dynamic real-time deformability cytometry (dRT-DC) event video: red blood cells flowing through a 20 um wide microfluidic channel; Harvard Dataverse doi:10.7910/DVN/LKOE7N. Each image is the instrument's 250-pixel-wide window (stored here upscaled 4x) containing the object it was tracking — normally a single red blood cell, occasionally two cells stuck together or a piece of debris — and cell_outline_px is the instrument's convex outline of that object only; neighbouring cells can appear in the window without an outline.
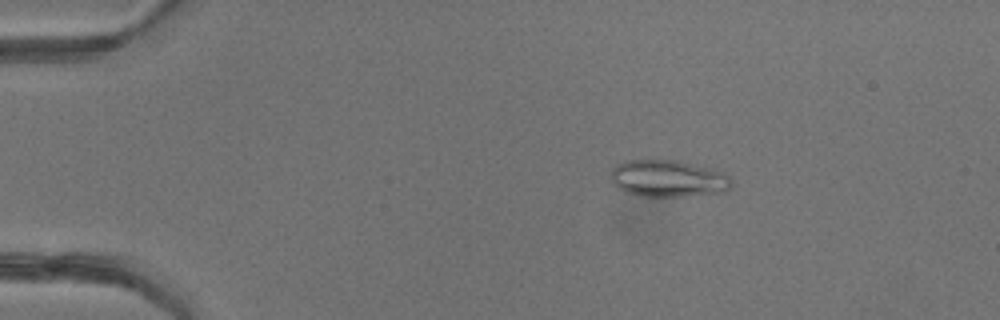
{"species": "common noctule bat (a hibernating species)", "species_latin": "Nyctalus noctula", "temperature_condition": "warm", "stored_images_in_passage": 49, "camera_frame_rate_fps": 3000, "um_per_image_px": 0.085, "animal": {"sex": "female"}, "frame": {"image": 1, "passage_image": 9, "time_ms": 2.667, "image_size_px": [1000, 320], "cell_outline_px": [[732, 188], [724, 192], [684, 196], [644, 196], [624, 192], [612, 180], [612, 168], [616, 164], [628, 160], [680, 160], [708, 168], [720, 172], [728, 176], [732, 180]], "centroid_in_image_um": [56.81, 15.17], "position_along_channel_um": 28.2, "area_um2": 25.78}}
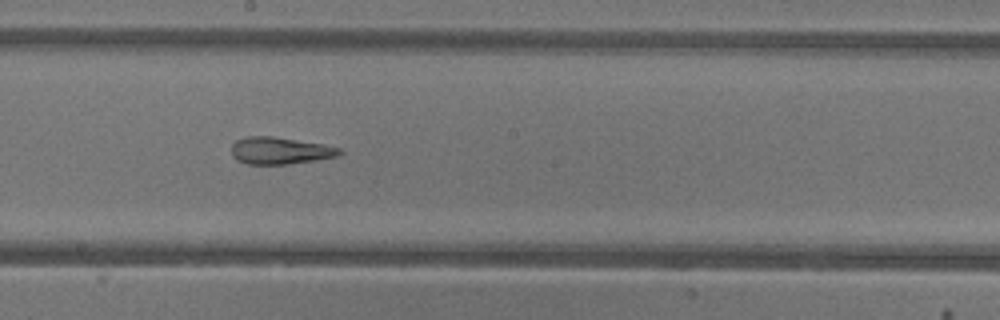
{"frame": {"image": 2, "passage_image": 28, "time_ms": 9.0, "image_size_px": [1000, 320], "cell_outline_px": [[344, 152], [340, 156], [288, 164], [248, 164], [236, 160], [232, 156], [232, 144], [236, 140], [244, 136], [272, 136], [324, 144], [340, 148]], "centroid_in_image_um": [23.8, 12.8], "position_along_channel_um": 224.4, "area_um2": 17.17}}
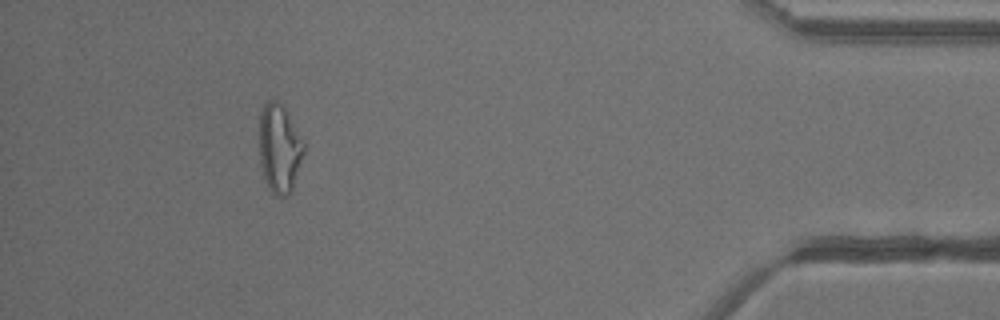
{"frame": {"image": 3, "passage_image": 45, "time_ms": 14.667, "image_size_px": [1000, 320], "cell_outline_px": [[304, 152], [292, 192], [284, 196], [276, 196], [268, 188], [260, 164], [260, 112], [264, 104], [268, 100], [276, 100], [284, 108], [304, 140]], "centroid_in_image_um": [23.76, 12.63], "position_along_channel_um": 411.4, "area_um2": 22.95}, "authors_computed_cell_mechanics": {"area_um2": 21.6172, "velocity_mm_per_s": 4.2816, "shape_relaxation_time_tau1_ms": null, "shape_relaxation_time_tau2_ms": 2.419, "deformation_change_tau1": null, "deformation_change_tau2": 0.1271}}